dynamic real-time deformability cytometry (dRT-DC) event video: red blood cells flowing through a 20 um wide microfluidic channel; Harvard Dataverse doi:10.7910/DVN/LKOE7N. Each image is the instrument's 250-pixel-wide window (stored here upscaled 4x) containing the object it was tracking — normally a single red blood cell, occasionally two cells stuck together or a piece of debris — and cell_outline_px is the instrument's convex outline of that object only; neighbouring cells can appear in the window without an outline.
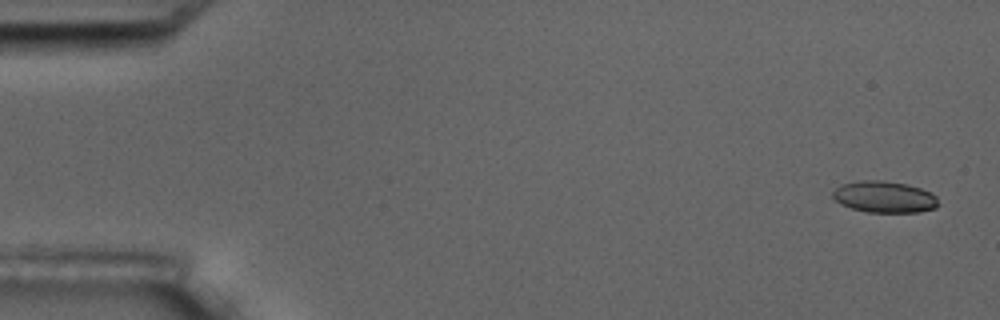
{"species": "common noctule bat (a hibernating species)", "species_latin": "Nyctalus noctula", "temperature_condition": "room temperature", "stored_images_in_passage": 7, "camera_frame_rate_fps": 3000, "um_per_image_px": 0.085, "animal": {"sex": "male", "body_mass_g": 17.5, "forearm_length_mm": 52.3}, "frame": {"image": 1, "passage_image": 1, "time_ms": 0.0, "image_size_px": [1000, 320], "cell_outline_px": [[936, 208], [920, 212], [868, 212], [852, 208], [840, 204], [832, 196], [832, 192], [840, 184], [860, 180], [884, 180], [908, 184], [920, 188], [936, 196]], "centroid_in_image_um": [75.13, 16.72], "position_along_channel_um": 9.9, "area_um2": 19.36}}
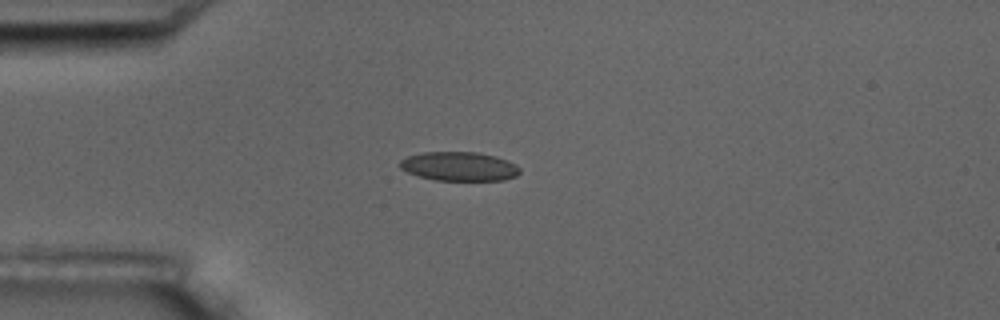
{"frame": {"image": 2, "passage_image": 4, "time_ms": 4.333, "image_size_px": [1000, 320], "cell_outline_px": [[520, 172], [516, 176], [504, 180], [436, 180], [420, 176], [408, 172], [400, 168], [400, 160], [408, 156], [424, 152], [480, 152], [496, 156], [508, 160], [516, 164], [520, 168]], "centroid_in_image_um": [39.07, 14.13], "position_along_channel_um": 45.9, "area_um2": 20.29}}
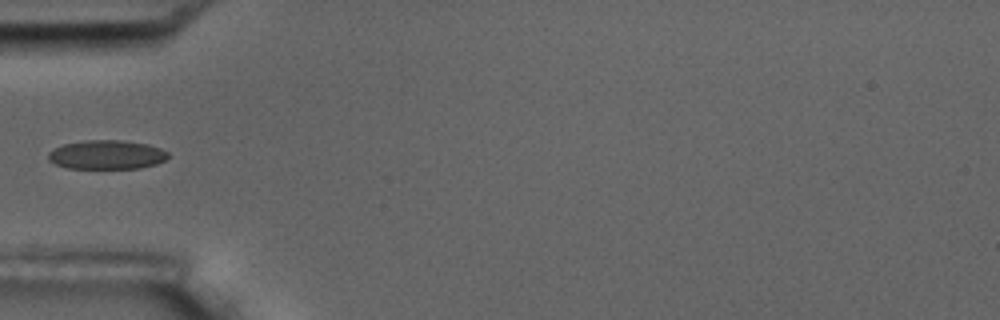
{"frame": {"image": 3, "passage_image": 5, "time_ms": 5.667, "image_size_px": [1000, 320], "cell_outline_px": [[168, 156], [164, 160], [156, 164], [140, 168], [68, 168], [56, 164], [48, 160], [48, 152], [52, 148], [64, 144], [84, 140], [120, 140], [148, 144], [160, 148], [168, 152]], "centroid_in_image_um": [9.05, 13.14], "position_along_channel_um": 76.0, "area_um2": 20.29}}